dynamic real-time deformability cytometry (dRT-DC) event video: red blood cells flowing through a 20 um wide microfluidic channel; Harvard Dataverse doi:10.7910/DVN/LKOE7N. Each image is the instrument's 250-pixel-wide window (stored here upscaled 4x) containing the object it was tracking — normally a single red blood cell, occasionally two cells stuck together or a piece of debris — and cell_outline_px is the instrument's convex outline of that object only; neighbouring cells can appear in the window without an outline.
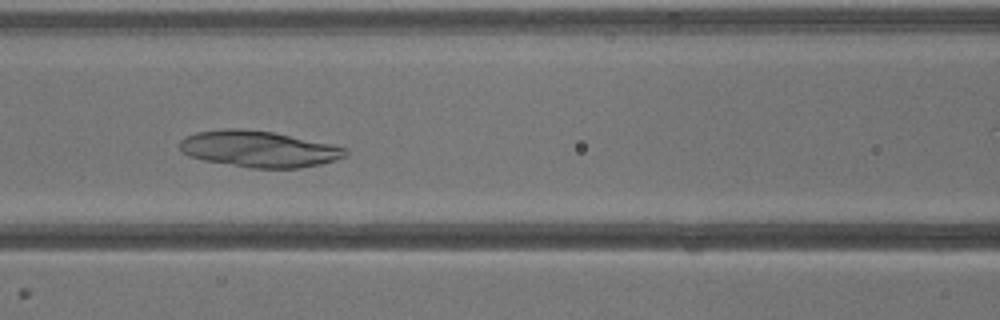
{"species": "common noctule bat (a hibernating species)", "species_latin": "Nyctalus noctula", "temperature_condition": "warm", "stored_images_in_passage": 41, "camera_frame_rate_fps": 3000, "um_per_image_px": 0.085, "animal": {"sex": "male", "body_mass_g": 13.3}, "frame": {"image": 1, "passage_image": 18, "time_ms": 5.667, "image_size_px": [1000, 320], "cell_outline_px": [[348, 152], [344, 156], [320, 164], [300, 168], [248, 168], [204, 160], [188, 156], [180, 152], [180, 140], [196, 132], [228, 128], [236, 128], [272, 132], [332, 144], [348, 148]], "centroid_in_image_um": [21.97, 12.67], "position_along_channel_um": 144.6, "area_um2": 34.91}}
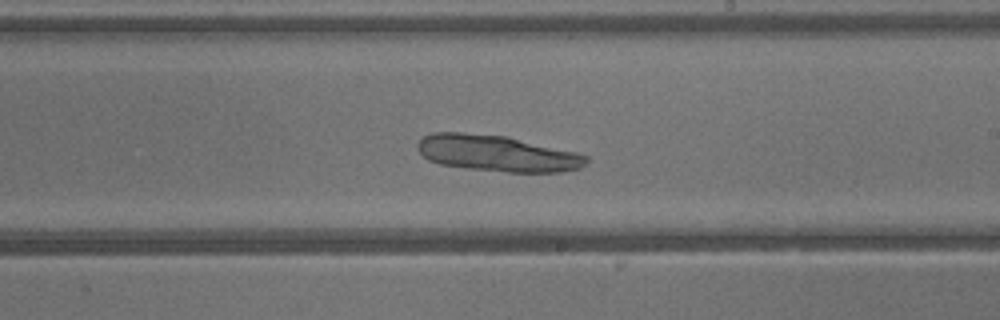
{"frame": {"image": 2, "passage_image": 24, "time_ms": 7.667, "image_size_px": [1000, 320], "cell_outline_px": [[588, 164], [580, 168], [560, 172], [508, 172], [468, 168], [440, 164], [428, 160], [416, 148], [416, 144], [424, 136], [432, 132], [464, 132], [508, 136], [576, 152], [588, 156]], "centroid_in_image_um": [42.26, 13.02], "position_along_channel_um": 246.7, "area_um2": 35.84}}
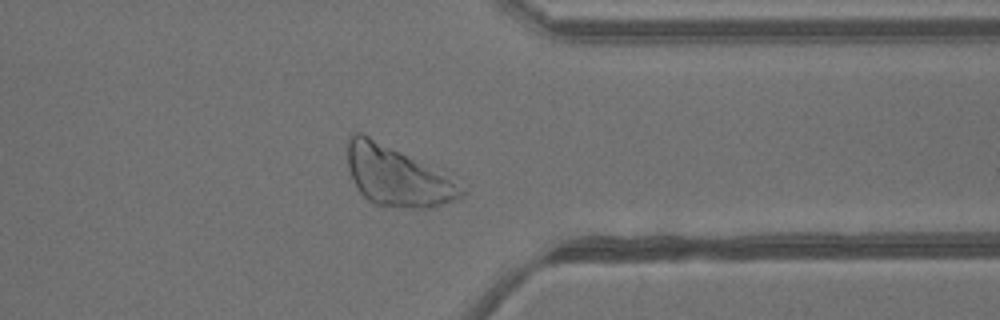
{"frame": {"image": 3, "passage_image": 32, "time_ms": 10.333, "image_size_px": [1000, 320], "cell_outline_px": [[468, 192], [460, 200], [428, 208], [400, 208], [376, 204], [368, 200], [356, 188], [352, 180], [348, 168], [348, 140], [352, 132], [360, 132], [400, 152], [448, 180]], "centroid_in_image_um": [33.66, 15.03], "position_along_channel_um": 377.7, "area_um2": 38.09}}